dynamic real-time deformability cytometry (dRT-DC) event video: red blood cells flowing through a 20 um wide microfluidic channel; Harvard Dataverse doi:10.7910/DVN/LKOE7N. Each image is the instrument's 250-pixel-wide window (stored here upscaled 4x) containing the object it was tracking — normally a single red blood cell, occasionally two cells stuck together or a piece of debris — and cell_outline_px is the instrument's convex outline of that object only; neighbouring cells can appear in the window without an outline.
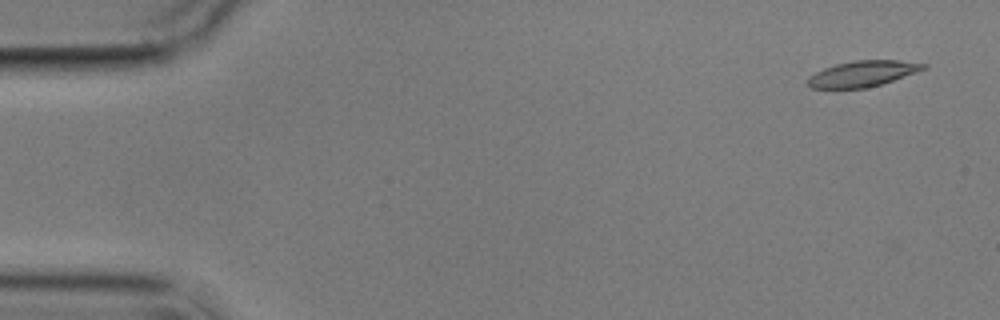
{"species": "common noctule bat (a hibernating species)", "species_latin": "Nyctalus noctula", "temperature_condition": "cold", "stored_images_in_passage": 4, "camera_frame_rate_fps": 3000, "um_per_image_px": 0.085, "animal": {"sex": "male", "body_mass_g": 17.9}, "frame": {"image": 1, "passage_image": 1, "time_ms": 0.0, "image_size_px": [1000, 320], "cell_outline_px": [[928, 68], [880, 84], [864, 88], [812, 88], [808, 84], [808, 76], [824, 68], [836, 64], [856, 60], [900, 60], [928, 64]], "centroid_in_image_um": [73.34, 6.25], "position_along_channel_um": 11.7, "area_um2": 17.22}}